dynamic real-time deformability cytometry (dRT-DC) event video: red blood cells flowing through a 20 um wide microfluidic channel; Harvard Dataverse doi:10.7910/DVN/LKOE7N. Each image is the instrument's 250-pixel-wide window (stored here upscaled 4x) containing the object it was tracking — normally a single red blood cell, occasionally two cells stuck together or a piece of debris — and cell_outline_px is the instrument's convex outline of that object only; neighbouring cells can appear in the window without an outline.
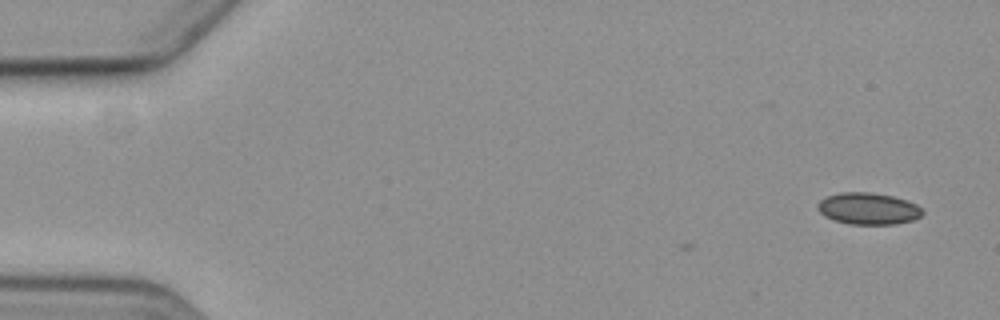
{"species": "common noctule bat (a hibernating species)", "species_latin": "Nyctalus noctula", "temperature_condition": "cold", "stored_images_in_passage": 2, "camera_frame_rate_fps": 3000, "um_per_image_px": 0.085, "animal": {"sex": "female", "body_mass_g": 19.3, "forearm_length_mm": 54.1}, "frame": {"image": 1, "passage_image": 2, "time_ms": 1.333, "image_size_px": [1000, 320], "cell_outline_px": [[924, 212], [920, 216], [912, 220], [896, 224], [848, 224], [832, 220], [824, 216], [816, 208], [820, 200], [828, 196], [840, 192], [868, 192], [892, 196], [916, 204]], "centroid_in_image_um": [73.76, 17.74], "position_along_channel_um": 11.2, "area_um2": 19.31}}